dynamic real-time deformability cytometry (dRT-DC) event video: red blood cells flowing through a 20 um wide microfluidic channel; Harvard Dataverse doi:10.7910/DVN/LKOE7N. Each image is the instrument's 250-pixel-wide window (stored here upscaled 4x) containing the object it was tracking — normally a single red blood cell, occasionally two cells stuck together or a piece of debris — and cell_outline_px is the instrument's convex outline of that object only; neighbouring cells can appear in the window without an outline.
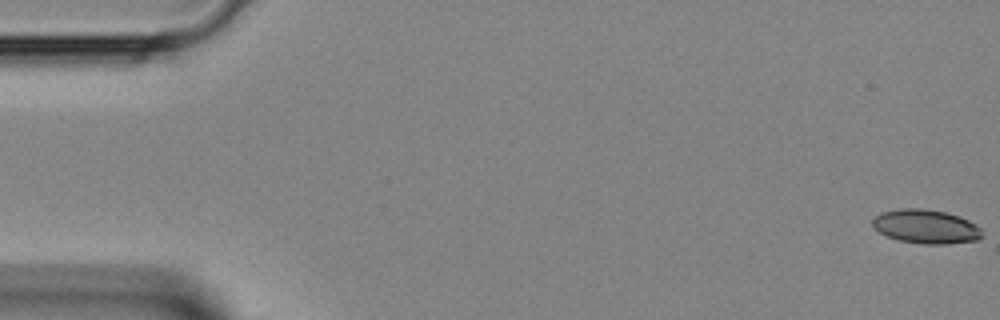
{"species": "Egyptian fruit bat (a non-hibernating species)", "species_latin": "Rousettus aegyptiacus", "temperature_condition": "room temperature", "stored_images_in_passage": 11, "segment_of_instrument_passage": [1, 2], "camera_frame_rate_fps": 3000, "um_per_image_px": 0.085, "animal": {"sex": "female"}, "frame": {"image": 1, "passage_image": 1, "time_ms": 0.0, "image_size_px": [1000, 320], "cell_outline_px": [[980, 236], [976, 240], [944, 244], [924, 244], [900, 240], [888, 236], [880, 232], [872, 224], [872, 220], [880, 212], [900, 208], [920, 208], [944, 212], [960, 216], [976, 224], [980, 228]], "centroid_in_image_um": [78.68, 19.24], "position_along_channel_um": 6.3, "area_um2": 21.39}}